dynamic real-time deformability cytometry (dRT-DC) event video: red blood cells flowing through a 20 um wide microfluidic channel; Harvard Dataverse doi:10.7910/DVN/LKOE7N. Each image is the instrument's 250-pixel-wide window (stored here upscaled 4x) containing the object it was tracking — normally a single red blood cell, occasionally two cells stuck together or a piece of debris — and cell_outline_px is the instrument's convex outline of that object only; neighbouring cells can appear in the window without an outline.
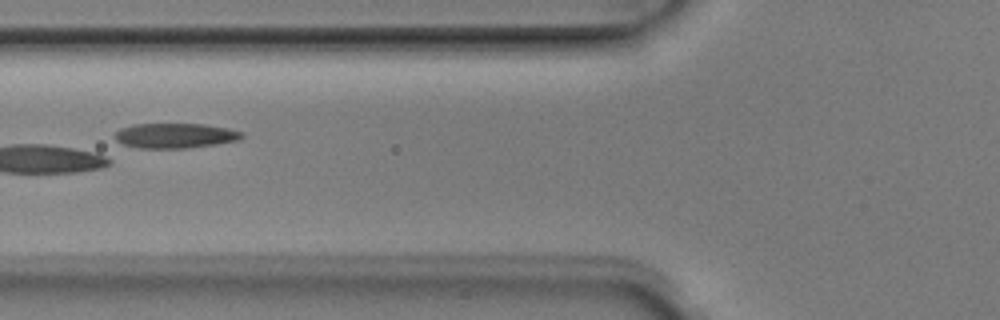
{"species": "Egyptian fruit bat (a non-hibernating species)", "species_latin": "Rousettus aegyptiacus", "temperature_condition": "room temperature", "stored_images_in_passage": 6, "camera_frame_rate_fps": 3000, "um_per_image_px": 0.085, "animal": {"sex": "male"}, "frame": {"image": 1, "passage_image": 6, "time_ms": 1.667, "image_size_px": [1000, 320], "cell_outline_px": [[244, 136], [236, 140], [216, 144], [184, 148], [136, 148], [120, 144], [116, 140], [116, 132], [120, 128], [132, 124], [204, 124], [228, 128], [244, 132]], "centroid_in_image_um": [14.86, 11.53], "position_along_channel_um": 110.9, "area_um2": 18.5}}